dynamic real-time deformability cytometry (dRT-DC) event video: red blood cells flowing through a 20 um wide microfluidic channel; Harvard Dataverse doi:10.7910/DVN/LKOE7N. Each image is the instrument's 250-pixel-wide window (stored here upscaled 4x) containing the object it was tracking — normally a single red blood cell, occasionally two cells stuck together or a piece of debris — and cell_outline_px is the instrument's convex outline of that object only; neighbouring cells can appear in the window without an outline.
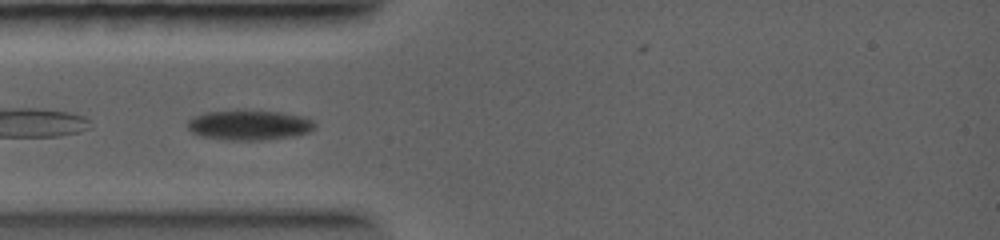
{"species": "common noctule bat (a hibernating species)", "species_latin": "Nyctalus noctula", "temperature_condition": "warm", "stored_images_in_passage": 2, "camera_frame_rate_fps": 5000, "um_per_image_px": 0.085, "animal": {"sex": "female", "body_mass_g": 19.0, "forearm_length_mm": 56.7}, "frame": {"image": 1, "passage_image": 1, "time_ms": 0.0, "image_size_px": [1000, 240], "cell_outline_px": [[316, 128], [308, 132], [296, 136], [256, 140], [232, 140], [200, 136], [192, 132], [188, 128], [188, 120], [192, 116], [204, 112], [244, 108], [280, 112], [304, 116], [312, 120], [316, 124]], "centroid_in_image_um": [21.18, 10.59], "position_along_channel_um": 63.8, "area_um2": 22.89}}